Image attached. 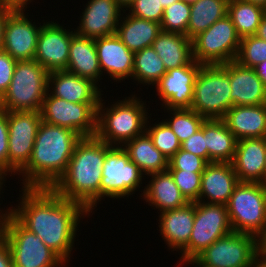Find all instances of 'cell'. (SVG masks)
Segmentation results:
<instances>
[{
  "instance_id": "6da1fadb",
  "label": "cell",
  "mask_w": 266,
  "mask_h": 267,
  "mask_svg": "<svg viewBox=\"0 0 266 267\" xmlns=\"http://www.w3.org/2000/svg\"><path fill=\"white\" fill-rule=\"evenodd\" d=\"M22 191V200L15 206L18 208L9 207L8 211L65 263L69 262L80 218L90 216V212L52 188H22Z\"/></svg>"
},
{
  "instance_id": "7a4b0ae2",
  "label": "cell",
  "mask_w": 266,
  "mask_h": 267,
  "mask_svg": "<svg viewBox=\"0 0 266 267\" xmlns=\"http://www.w3.org/2000/svg\"><path fill=\"white\" fill-rule=\"evenodd\" d=\"M82 137L71 129L42 121L39 125L32 155L18 173L21 188H52L68 168L76 144Z\"/></svg>"
},
{
  "instance_id": "3957f363",
  "label": "cell",
  "mask_w": 266,
  "mask_h": 267,
  "mask_svg": "<svg viewBox=\"0 0 266 267\" xmlns=\"http://www.w3.org/2000/svg\"><path fill=\"white\" fill-rule=\"evenodd\" d=\"M112 147L96 136L82 138L75 146L66 172L52 189L92 213L100 201L102 167Z\"/></svg>"
},
{
  "instance_id": "277c9868",
  "label": "cell",
  "mask_w": 266,
  "mask_h": 267,
  "mask_svg": "<svg viewBox=\"0 0 266 267\" xmlns=\"http://www.w3.org/2000/svg\"><path fill=\"white\" fill-rule=\"evenodd\" d=\"M141 97L131 95L124 100H118L105 108L104 99H100L97 108L96 137L110 146L122 147L126 142L146 131L148 115ZM103 102V103H102ZM106 111V112H105Z\"/></svg>"
},
{
  "instance_id": "5b68a950",
  "label": "cell",
  "mask_w": 266,
  "mask_h": 267,
  "mask_svg": "<svg viewBox=\"0 0 266 267\" xmlns=\"http://www.w3.org/2000/svg\"><path fill=\"white\" fill-rule=\"evenodd\" d=\"M49 72L35 59L17 61L9 88L0 98L3 111H41Z\"/></svg>"
},
{
  "instance_id": "8992f818",
  "label": "cell",
  "mask_w": 266,
  "mask_h": 267,
  "mask_svg": "<svg viewBox=\"0 0 266 267\" xmlns=\"http://www.w3.org/2000/svg\"><path fill=\"white\" fill-rule=\"evenodd\" d=\"M227 63L202 65L195 79L191 109L205 119H223L231 108Z\"/></svg>"
},
{
  "instance_id": "52a82bcc",
  "label": "cell",
  "mask_w": 266,
  "mask_h": 267,
  "mask_svg": "<svg viewBox=\"0 0 266 267\" xmlns=\"http://www.w3.org/2000/svg\"><path fill=\"white\" fill-rule=\"evenodd\" d=\"M233 232L258 237L266 226V186L239 182L227 204Z\"/></svg>"
},
{
  "instance_id": "ba28073f",
  "label": "cell",
  "mask_w": 266,
  "mask_h": 267,
  "mask_svg": "<svg viewBox=\"0 0 266 267\" xmlns=\"http://www.w3.org/2000/svg\"><path fill=\"white\" fill-rule=\"evenodd\" d=\"M4 241L13 267H61L65 262L36 234L26 229L7 209Z\"/></svg>"
},
{
  "instance_id": "9c48e42d",
  "label": "cell",
  "mask_w": 266,
  "mask_h": 267,
  "mask_svg": "<svg viewBox=\"0 0 266 267\" xmlns=\"http://www.w3.org/2000/svg\"><path fill=\"white\" fill-rule=\"evenodd\" d=\"M241 37L226 15L192 39L193 59L202 65H222L236 60Z\"/></svg>"
},
{
  "instance_id": "30bf717a",
  "label": "cell",
  "mask_w": 266,
  "mask_h": 267,
  "mask_svg": "<svg viewBox=\"0 0 266 267\" xmlns=\"http://www.w3.org/2000/svg\"><path fill=\"white\" fill-rule=\"evenodd\" d=\"M194 260L202 267H255L259 262L257 237L231 232L213 242Z\"/></svg>"
},
{
  "instance_id": "8fae6325",
  "label": "cell",
  "mask_w": 266,
  "mask_h": 267,
  "mask_svg": "<svg viewBox=\"0 0 266 267\" xmlns=\"http://www.w3.org/2000/svg\"><path fill=\"white\" fill-rule=\"evenodd\" d=\"M99 102L74 103L47 92L41 108L42 121L71 129L82 138L94 137L97 132Z\"/></svg>"
},
{
  "instance_id": "7c38bea8",
  "label": "cell",
  "mask_w": 266,
  "mask_h": 267,
  "mask_svg": "<svg viewBox=\"0 0 266 267\" xmlns=\"http://www.w3.org/2000/svg\"><path fill=\"white\" fill-rule=\"evenodd\" d=\"M143 175L122 147L113 146L106 153L102 167L100 201L105 197H129L140 188Z\"/></svg>"
},
{
  "instance_id": "4fadbf2b",
  "label": "cell",
  "mask_w": 266,
  "mask_h": 267,
  "mask_svg": "<svg viewBox=\"0 0 266 267\" xmlns=\"http://www.w3.org/2000/svg\"><path fill=\"white\" fill-rule=\"evenodd\" d=\"M231 232L227 205L195 202V219L187 244V260H194L213 242Z\"/></svg>"
},
{
  "instance_id": "5bb4252c",
  "label": "cell",
  "mask_w": 266,
  "mask_h": 267,
  "mask_svg": "<svg viewBox=\"0 0 266 267\" xmlns=\"http://www.w3.org/2000/svg\"><path fill=\"white\" fill-rule=\"evenodd\" d=\"M8 175L18 174L29 162L40 123V111H7Z\"/></svg>"
},
{
  "instance_id": "9a60e30c",
  "label": "cell",
  "mask_w": 266,
  "mask_h": 267,
  "mask_svg": "<svg viewBox=\"0 0 266 267\" xmlns=\"http://www.w3.org/2000/svg\"><path fill=\"white\" fill-rule=\"evenodd\" d=\"M25 8H15L6 19L2 50L16 61L33 60L41 25L28 19ZM27 17V18H26ZM37 26V27H36Z\"/></svg>"
},
{
  "instance_id": "2e32d148",
  "label": "cell",
  "mask_w": 266,
  "mask_h": 267,
  "mask_svg": "<svg viewBox=\"0 0 266 267\" xmlns=\"http://www.w3.org/2000/svg\"><path fill=\"white\" fill-rule=\"evenodd\" d=\"M202 64L194 59L186 66L167 71L155 85L166 109L191 108L196 76Z\"/></svg>"
},
{
  "instance_id": "e0dca14e",
  "label": "cell",
  "mask_w": 266,
  "mask_h": 267,
  "mask_svg": "<svg viewBox=\"0 0 266 267\" xmlns=\"http://www.w3.org/2000/svg\"><path fill=\"white\" fill-rule=\"evenodd\" d=\"M74 32L67 31L58 23H43L38 35L34 59L48 72L66 70L69 58L70 42Z\"/></svg>"
},
{
  "instance_id": "ac0fdd59",
  "label": "cell",
  "mask_w": 266,
  "mask_h": 267,
  "mask_svg": "<svg viewBox=\"0 0 266 267\" xmlns=\"http://www.w3.org/2000/svg\"><path fill=\"white\" fill-rule=\"evenodd\" d=\"M121 10L115 0H90L75 33L93 39L116 34L120 16H123Z\"/></svg>"
},
{
  "instance_id": "d6986e66",
  "label": "cell",
  "mask_w": 266,
  "mask_h": 267,
  "mask_svg": "<svg viewBox=\"0 0 266 267\" xmlns=\"http://www.w3.org/2000/svg\"><path fill=\"white\" fill-rule=\"evenodd\" d=\"M159 231L169 248L179 249L181 259L187 260V244L195 219V202L173 210H166L159 215Z\"/></svg>"
},
{
  "instance_id": "ffe728a7",
  "label": "cell",
  "mask_w": 266,
  "mask_h": 267,
  "mask_svg": "<svg viewBox=\"0 0 266 267\" xmlns=\"http://www.w3.org/2000/svg\"><path fill=\"white\" fill-rule=\"evenodd\" d=\"M95 44L102 75L106 72L116 82L132 78L134 52L116 34L95 38Z\"/></svg>"
},
{
  "instance_id": "44dd1931",
  "label": "cell",
  "mask_w": 266,
  "mask_h": 267,
  "mask_svg": "<svg viewBox=\"0 0 266 267\" xmlns=\"http://www.w3.org/2000/svg\"><path fill=\"white\" fill-rule=\"evenodd\" d=\"M230 77L231 107L266 104V88L255 69L236 60L227 62Z\"/></svg>"
},
{
  "instance_id": "7402d4cb",
  "label": "cell",
  "mask_w": 266,
  "mask_h": 267,
  "mask_svg": "<svg viewBox=\"0 0 266 267\" xmlns=\"http://www.w3.org/2000/svg\"><path fill=\"white\" fill-rule=\"evenodd\" d=\"M238 183L232 163H208L202 172L199 202L227 205Z\"/></svg>"
},
{
  "instance_id": "603a6c76",
  "label": "cell",
  "mask_w": 266,
  "mask_h": 267,
  "mask_svg": "<svg viewBox=\"0 0 266 267\" xmlns=\"http://www.w3.org/2000/svg\"><path fill=\"white\" fill-rule=\"evenodd\" d=\"M48 91H51L52 96L74 103L100 102L103 95L102 90L92 80L67 70L49 72Z\"/></svg>"
},
{
  "instance_id": "cb8c5ba5",
  "label": "cell",
  "mask_w": 266,
  "mask_h": 267,
  "mask_svg": "<svg viewBox=\"0 0 266 267\" xmlns=\"http://www.w3.org/2000/svg\"><path fill=\"white\" fill-rule=\"evenodd\" d=\"M266 156V137L237 141L231 162L239 182L261 183Z\"/></svg>"
},
{
  "instance_id": "d4e9b609",
  "label": "cell",
  "mask_w": 266,
  "mask_h": 267,
  "mask_svg": "<svg viewBox=\"0 0 266 267\" xmlns=\"http://www.w3.org/2000/svg\"><path fill=\"white\" fill-rule=\"evenodd\" d=\"M222 120L237 140L266 137V104L232 106Z\"/></svg>"
},
{
  "instance_id": "484cf974",
  "label": "cell",
  "mask_w": 266,
  "mask_h": 267,
  "mask_svg": "<svg viewBox=\"0 0 266 267\" xmlns=\"http://www.w3.org/2000/svg\"><path fill=\"white\" fill-rule=\"evenodd\" d=\"M67 71L88 78L98 85L102 76L96 52L95 39L77 35L72 36L69 49Z\"/></svg>"
},
{
  "instance_id": "4316f807",
  "label": "cell",
  "mask_w": 266,
  "mask_h": 267,
  "mask_svg": "<svg viewBox=\"0 0 266 267\" xmlns=\"http://www.w3.org/2000/svg\"><path fill=\"white\" fill-rule=\"evenodd\" d=\"M151 180L143 190V198L148 205L164 212L166 210H173L181 208L189 203L181 194L180 189L175 184L171 173L167 170L150 174Z\"/></svg>"
},
{
  "instance_id": "83f0119b",
  "label": "cell",
  "mask_w": 266,
  "mask_h": 267,
  "mask_svg": "<svg viewBox=\"0 0 266 267\" xmlns=\"http://www.w3.org/2000/svg\"><path fill=\"white\" fill-rule=\"evenodd\" d=\"M125 15L126 17L120 18L116 31L123 44L134 53L151 47L162 31L160 23L141 19L129 13Z\"/></svg>"
},
{
  "instance_id": "f1b7e54d",
  "label": "cell",
  "mask_w": 266,
  "mask_h": 267,
  "mask_svg": "<svg viewBox=\"0 0 266 267\" xmlns=\"http://www.w3.org/2000/svg\"><path fill=\"white\" fill-rule=\"evenodd\" d=\"M203 133L209 155V163H231L234 159L237 138L222 119H206Z\"/></svg>"
},
{
  "instance_id": "f546056e",
  "label": "cell",
  "mask_w": 266,
  "mask_h": 267,
  "mask_svg": "<svg viewBox=\"0 0 266 267\" xmlns=\"http://www.w3.org/2000/svg\"><path fill=\"white\" fill-rule=\"evenodd\" d=\"M152 47L167 71L186 66L193 60L192 40L180 33L161 31Z\"/></svg>"
},
{
  "instance_id": "4dcf8cb0",
  "label": "cell",
  "mask_w": 266,
  "mask_h": 267,
  "mask_svg": "<svg viewBox=\"0 0 266 267\" xmlns=\"http://www.w3.org/2000/svg\"><path fill=\"white\" fill-rule=\"evenodd\" d=\"M122 148L145 175L164 172L168 169V159L154 146L146 131L126 142Z\"/></svg>"
},
{
  "instance_id": "1f68e13d",
  "label": "cell",
  "mask_w": 266,
  "mask_h": 267,
  "mask_svg": "<svg viewBox=\"0 0 266 267\" xmlns=\"http://www.w3.org/2000/svg\"><path fill=\"white\" fill-rule=\"evenodd\" d=\"M229 0H197L190 5L191 13L186 36L191 40L207 30L228 13Z\"/></svg>"
},
{
  "instance_id": "d6a6232c",
  "label": "cell",
  "mask_w": 266,
  "mask_h": 267,
  "mask_svg": "<svg viewBox=\"0 0 266 267\" xmlns=\"http://www.w3.org/2000/svg\"><path fill=\"white\" fill-rule=\"evenodd\" d=\"M266 10L245 0H229L227 15L232 19L238 35H255Z\"/></svg>"
},
{
  "instance_id": "836d02e7",
  "label": "cell",
  "mask_w": 266,
  "mask_h": 267,
  "mask_svg": "<svg viewBox=\"0 0 266 267\" xmlns=\"http://www.w3.org/2000/svg\"><path fill=\"white\" fill-rule=\"evenodd\" d=\"M167 72L164 63L153 47H147L134 53L132 78L141 84L156 85Z\"/></svg>"
},
{
  "instance_id": "e575fe53",
  "label": "cell",
  "mask_w": 266,
  "mask_h": 267,
  "mask_svg": "<svg viewBox=\"0 0 266 267\" xmlns=\"http://www.w3.org/2000/svg\"><path fill=\"white\" fill-rule=\"evenodd\" d=\"M166 110L167 112H170V115L172 114V119H166L165 122L169 125L181 143L197 132L206 120L191 108Z\"/></svg>"
},
{
  "instance_id": "d590c367",
  "label": "cell",
  "mask_w": 266,
  "mask_h": 267,
  "mask_svg": "<svg viewBox=\"0 0 266 267\" xmlns=\"http://www.w3.org/2000/svg\"><path fill=\"white\" fill-rule=\"evenodd\" d=\"M146 132L151 137L154 146L168 160L181 149V142L164 120L155 122L152 127L146 123Z\"/></svg>"
},
{
  "instance_id": "8d00e7d4",
  "label": "cell",
  "mask_w": 266,
  "mask_h": 267,
  "mask_svg": "<svg viewBox=\"0 0 266 267\" xmlns=\"http://www.w3.org/2000/svg\"><path fill=\"white\" fill-rule=\"evenodd\" d=\"M190 13V4H187L183 0H179L166 7L160 23L161 30L186 35Z\"/></svg>"
},
{
  "instance_id": "74e56055",
  "label": "cell",
  "mask_w": 266,
  "mask_h": 267,
  "mask_svg": "<svg viewBox=\"0 0 266 267\" xmlns=\"http://www.w3.org/2000/svg\"><path fill=\"white\" fill-rule=\"evenodd\" d=\"M266 60V41L256 35L241 38L236 61L243 66L254 68Z\"/></svg>"
},
{
  "instance_id": "f35d334b",
  "label": "cell",
  "mask_w": 266,
  "mask_h": 267,
  "mask_svg": "<svg viewBox=\"0 0 266 267\" xmlns=\"http://www.w3.org/2000/svg\"><path fill=\"white\" fill-rule=\"evenodd\" d=\"M181 194L188 202H198L201 190L202 172L168 170Z\"/></svg>"
},
{
  "instance_id": "ab89813d",
  "label": "cell",
  "mask_w": 266,
  "mask_h": 267,
  "mask_svg": "<svg viewBox=\"0 0 266 267\" xmlns=\"http://www.w3.org/2000/svg\"><path fill=\"white\" fill-rule=\"evenodd\" d=\"M207 164L204 158L180 149L168 160L167 170L203 172Z\"/></svg>"
},
{
  "instance_id": "60d3db41",
  "label": "cell",
  "mask_w": 266,
  "mask_h": 267,
  "mask_svg": "<svg viewBox=\"0 0 266 267\" xmlns=\"http://www.w3.org/2000/svg\"><path fill=\"white\" fill-rule=\"evenodd\" d=\"M126 10L130 11V15L158 23H161L164 14L160 0H134Z\"/></svg>"
},
{
  "instance_id": "b9f144b4",
  "label": "cell",
  "mask_w": 266,
  "mask_h": 267,
  "mask_svg": "<svg viewBox=\"0 0 266 267\" xmlns=\"http://www.w3.org/2000/svg\"><path fill=\"white\" fill-rule=\"evenodd\" d=\"M8 122L7 111L0 110V178L8 175ZM5 177V178H4Z\"/></svg>"
},
{
  "instance_id": "7bdbcfd3",
  "label": "cell",
  "mask_w": 266,
  "mask_h": 267,
  "mask_svg": "<svg viewBox=\"0 0 266 267\" xmlns=\"http://www.w3.org/2000/svg\"><path fill=\"white\" fill-rule=\"evenodd\" d=\"M181 149L202 157L209 163V155L203 133V124L197 132L181 143Z\"/></svg>"
},
{
  "instance_id": "ee69618b",
  "label": "cell",
  "mask_w": 266,
  "mask_h": 267,
  "mask_svg": "<svg viewBox=\"0 0 266 267\" xmlns=\"http://www.w3.org/2000/svg\"><path fill=\"white\" fill-rule=\"evenodd\" d=\"M16 63L6 51H0V98L9 88Z\"/></svg>"
},
{
  "instance_id": "f6af8a7d",
  "label": "cell",
  "mask_w": 266,
  "mask_h": 267,
  "mask_svg": "<svg viewBox=\"0 0 266 267\" xmlns=\"http://www.w3.org/2000/svg\"><path fill=\"white\" fill-rule=\"evenodd\" d=\"M15 9V7L11 6H3L0 7V51L3 47L4 41V29L6 24L7 16Z\"/></svg>"
},
{
  "instance_id": "bcb514c9",
  "label": "cell",
  "mask_w": 266,
  "mask_h": 267,
  "mask_svg": "<svg viewBox=\"0 0 266 267\" xmlns=\"http://www.w3.org/2000/svg\"><path fill=\"white\" fill-rule=\"evenodd\" d=\"M0 267H13L11 252L5 241L0 244Z\"/></svg>"
},
{
  "instance_id": "7dc6e473",
  "label": "cell",
  "mask_w": 266,
  "mask_h": 267,
  "mask_svg": "<svg viewBox=\"0 0 266 267\" xmlns=\"http://www.w3.org/2000/svg\"><path fill=\"white\" fill-rule=\"evenodd\" d=\"M258 260L266 264V226L263 232L257 237Z\"/></svg>"
},
{
  "instance_id": "c3c4849f",
  "label": "cell",
  "mask_w": 266,
  "mask_h": 267,
  "mask_svg": "<svg viewBox=\"0 0 266 267\" xmlns=\"http://www.w3.org/2000/svg\"><path fill=\"white\" fill-rule=\"evenodd\" d=\"M31 3L32 0H1V7L11 6L15 8H27V4Z\"/></svg>"
},
{
  "instance_id": "681fc988",
  "label": "cell",
  "mask_w": 266,
  "mask_h": 267,
  "mask_svg": "<svg viewBox=\"0 0 266 267\" xmlns=\"http://www.w3.org/2000/svg\"><path fill=\"white\" fill-rule=\"evenodd\" d=\"M256 74L260 77L266 88V60L254 67Z\"/></svg>"
},
{
  "instance_id": "f907efd6",
  "label": "cell",
  "mask_w": 266,
  "mask_h": 267,
  "mask_svg": "<svg viewBox=\"0 0 266 267\" xmlns=\"http://www.w3.org/2000/svg\"><path fill=\"white\" fill-rule=\"evenodd\" d=\"M255 35L266 41V13L263 15L261 23Z\"/></svg>"
},
{
  "instance_id": "816d5d0a",
  "label": "cell",
  "mask_w": 266,
  "mask_h": 267,
  "mask_svg": "<svg viewBox=\"0 0 266 267\" xmlns=\"http://www.w3.org/2000/svg\"><path fill=\"white\" fill-rule=\"evenodd\" d=\"M6 212L0 213V244L4 241Z\"/></svg>"
},
{
  "instance_id": "f5cc1de1",
  "label": "cell",
  "mask_w": 266,
  "mask_h": 267,
  "mask_svg": "<svg viewBox=\"0 0 266 267\" xmlns=\"http://www.w3.org/2000/svg\"><path fill=\"white\" fill-rule=\"evenodd\" d=\"M117 4L123 9V13L126 12V8H128L134 0H115ZM125 8V9H124Z\"/></svg>"
},
{
  "instance_id": "db71d44e",
  "label": "cell",
  "mask_w": 266,
  "mask_h": 267,
  "mask_svg": "<svg viewBox=\"0 0 266 267\" xmlns=\"http://www.w3.org/2000/svg\"><path fill=\"white\" fill-rule=\"evenodd\" d=\"M247 2H251L257 6H260L266 10V0H245Z\"/></svg>"
},
{
  "instance_id": "11a10c76",
  "label": "cell",
  "mask_w": 266,
  "mask_h": 267,
  "mask_svg": "<svg viewBox=\"0 0 266 267\" xmlns=\"http://www.w3.org/2000/svg\"><path fill=\"white\" fill-rule=\"evenodd\" d=\"M178 1L179 0H160V4L165 9L166 7H169L170 5H172L173 3L178 2Z\"/></svg>"
},
{
  "instance_id": "9f6ffc18",
  "label": "cell",
  "mask_w": 266,
  "mask_h": 267,
  "mask_svg": "<svg viewBox=\"0 0 266 267\" xmlns=\"http://www.w3.org/2000/svg\"><path fill=\"white\" fill-rule=\"evenodd\" d=\"M181 262H185L186 264H192L195 265L194 267H202L198 262H196L195 260H184L182 259Z\"/></svg>"
},
{
  "instance_id": "6f0895ef",
  "label": "cell",
  "mask_w": 266,
  "mask_h": 267,
  "mask_svg": "<svg viewBox=\"0 0 266 267\" xmlns=\"http://www.w3.org/2000/svg\"><path fill=\"white\" fill-rule=\"evenodd\" d=\"M261 184L266 186V156H265V167H264L263 179L261 181Z\"/></svg>"
},
{
  "instance_id": "680465c9",
  "label": "cell",
  "mask_w": 266,
  "mask_h": 267,
  "mask_svg": "<svg viewBox=\"0 0 266 267\" xmlns=\"http://www.w3.org/2000/svg\"><path fill=\"white\" fill-rule=\"evenodd\" d=\"M255 267H266V264L258 262Z\"/></svg>"
},
{
  "instance_id": "91938a15",
  "label": "cell",
  "mask_w": 266,
  "mask_h": 267,
  "mask_svg": "<svg viewBox=\"0 0 266 267\" xmlns=\"http://www.w3.org/2000/svg\"><path fill=\"white\" fill-rule=\"evenodd\" d=\"M183 1H185L187 4H193V3H195L197 0H183Z\"/></svg>"
},
{
  "instance_id": "94428289",
  "label": "cell",
  "mask_w": 266,
  "mask_h": 267,
  "mask_svg": "<svg viewBox=\"0 0 266 267\" xmlns=\"http://www.w3.org/2000/svg\"><path fill=\"white\" fill-rule=\"evenodd\" d=\"M3 181V182H2ZM3 183H4V180L2 179V178H0V191L2 190V185H3ZM1 193V192H0ZM1 212L0 213H2L3 211L2 210H0Z\"/></svg>"
}]
</instances>
